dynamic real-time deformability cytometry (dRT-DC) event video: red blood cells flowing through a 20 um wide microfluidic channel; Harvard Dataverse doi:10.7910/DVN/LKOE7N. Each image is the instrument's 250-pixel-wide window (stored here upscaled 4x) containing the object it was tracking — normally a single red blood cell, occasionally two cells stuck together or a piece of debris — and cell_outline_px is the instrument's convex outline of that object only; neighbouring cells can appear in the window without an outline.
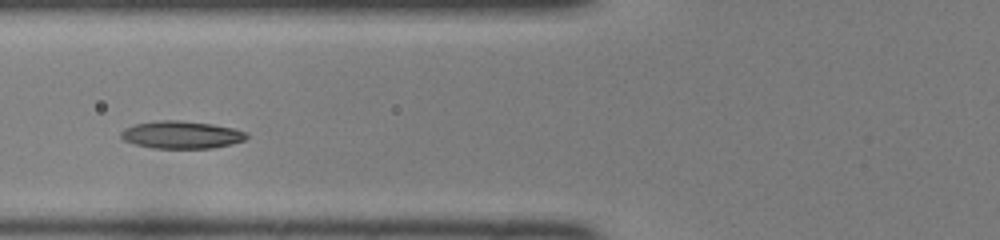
{"species": "common noctule bat (a hibernating species)", "species_latin": "Nyctalus noctula", "temperature_condition": "room temperature", "stored_images_in_passage": 27, "camera_frame_rate_fps": 3000, "um_per_image_px": 0.085, "animal": {"sex": "female", "body_mass_g": 22.0, "forearm_length_mm": 56.7}, "frame": {"image": 1, "passage_image": 5, "time_ms": 1.333, "image_size_px": [1000, 240], "cell_outline_px": [[248, 136], [244, 140], [232, 144], [212, 148], [152, 148], [136, 144], [124, 140], [120, 136], [120, 132], [124, 128], [136, 124], [160, 120], [180, 120], [212, 124], [232, 128], [248, 132]], "centroid_in_image_um": [15.43, 11.45], "position_along_channel_um": 110.4, "area_um2": 20.11}}
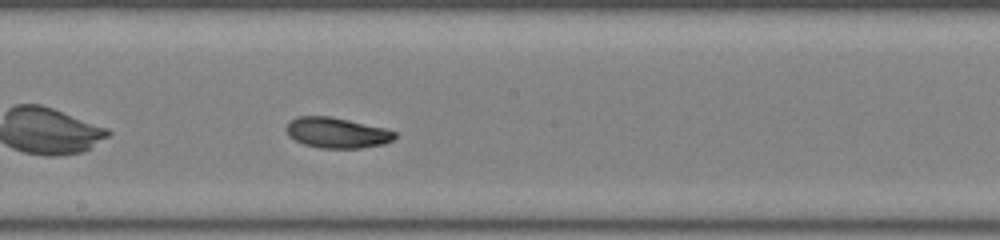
{"frame": {"image": 2, "passage_image": 13, "time_ms": 4.0, "image_size_px": [1000, 240], "cell_outline_px": [[396, 136], [392, 140], [384, 144], [360, 148], [320, 148], [304, 144], [288, 136], [288, 124], [296, 116], [328, 116], [348, 120], [384, 128], [396, 132]], "centroid_in_image_um": [28.65, 11.29], "position_along_channel_um": 219.6, "area_um2": 19.02}}
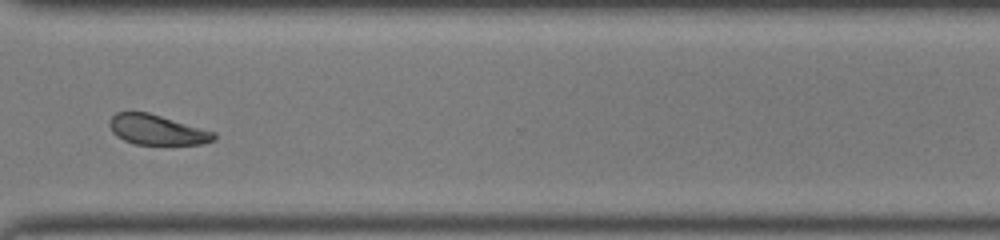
{"frame": {"image": 3, "passage_image": 23, "time_ms": 7.333, "image_size_px": [1000, 240], "cell_outline_px": [[216, 140], [200, 144], [136, 144], [124, 140], [116, 136], [112, 132], [108, 124], [108, 120], [116, 112], [148, 112], [216, 132]], "centroid_in_image_um": [13.33, 11.03], "position_along_channel_um": 357.3, "area_um2": 18.32}, "authors_computed_cell_mechanics": {"area_um2": 19.0162, "velocity_mm_per_s": 4.1067, "shape_relaxation_time_tau1_ms": 2.0861, "shape_relaxation_time_tau2_ms": 3.6492, "deformation_change_tau1": 0.1258, "deformation_change_tau2": 0.0991}}